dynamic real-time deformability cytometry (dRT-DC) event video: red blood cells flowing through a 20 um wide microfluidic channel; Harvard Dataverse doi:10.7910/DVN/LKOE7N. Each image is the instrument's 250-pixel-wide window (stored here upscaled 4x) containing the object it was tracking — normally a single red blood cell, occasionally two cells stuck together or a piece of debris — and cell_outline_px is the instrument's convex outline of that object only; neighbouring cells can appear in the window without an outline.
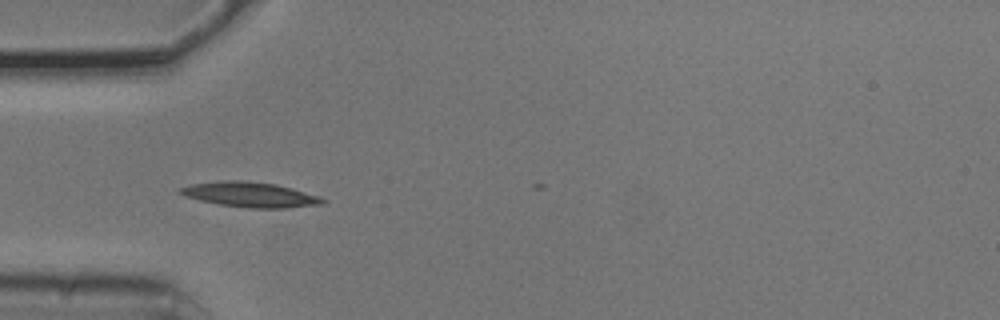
{"species": "common noctule bat (a hibernating species)", "species_latin": "Nyctalus noctula", "temperature_condition": "cold", "stored_images_in_passage": 3, "camera_frame_rate_fps": 3000, "um_per_image_px": 0.085, "animal": {"sex": "male", "body_mass_g": 20.5, "forearm_length_mm": 52.5}, "frame": {"image": 1, "passage_image": 2, "time_ms": 0.333, "image_size_px": [1000, 320], "cell_outline_px": [[328, 200], [324, 204], [288, 208], [252, 208], [220, 204], [200, 200], [184, 196], [176, 192], [180, 188], [192, 184], [228, 180], [240, 180], [276, 184], [292, 188], [320, 196]], "centroid_in_image_um": [21.31, 16.54], "position_along_channel_um": 63.7, "area_um2": 20.75}}